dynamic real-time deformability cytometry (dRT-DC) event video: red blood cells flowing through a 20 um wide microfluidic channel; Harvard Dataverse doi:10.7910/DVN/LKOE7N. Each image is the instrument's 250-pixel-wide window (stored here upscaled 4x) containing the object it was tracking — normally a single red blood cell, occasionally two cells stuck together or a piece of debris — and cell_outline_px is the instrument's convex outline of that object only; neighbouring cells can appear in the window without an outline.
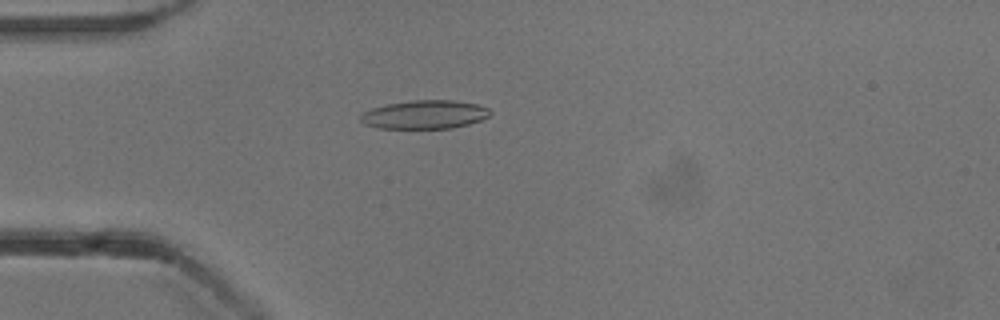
{"species": "common noctule bat (a hibernating species)", "species_latin": "Nyctalus noctula", "temperature_condition": "cold", "stored_images_in_passage": 54, "camera_frame_rate_fps": 3000, "um_per_image_px": 0.085, "animal": {"sex": "male", "body_mass_g": 13.3}, "frame": {"image": 1, "passage_image": 15, "time_ms": 4.667, "image_size_px": [1000, 320], "cell_outline_px": [[492, 112], [488, 116], [480, 120], [468, 124], [452, 128], [380, 128], [364, 124], [360, 120], [360, 116], [364, 112], [372, 108], [384, 104], [412, 100], [452, 100], [476, 104], [488, 108]], "centroid_in_image_um": [36.08, 9.73], "position_along_channel_um": 48.9, "area_um2": 21.5}}
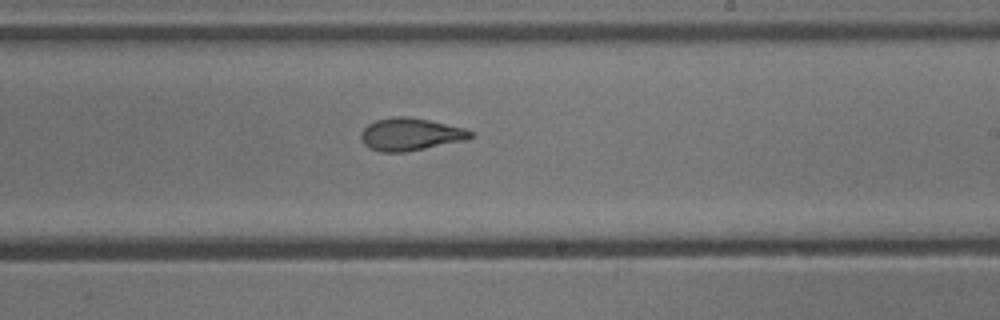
{"frame": {"image": 2, "passage_image": 32, "time_ms": 10.333, "image_size_px": [1000, 320], "cell_outline_px": [[472, 136], [464, 140], [404, 152], [380, 152], [368, 148], [364, 144], [360, 136], [360, 132], [368, 124], [376, 120], [392, 116], [408, 116], [428, 120], [464, 128], [472, 132]], "centroid_in_image_um": [34.81, 11.41], "position_along_channel_um": 254.2, "area_um2": 20.58}}
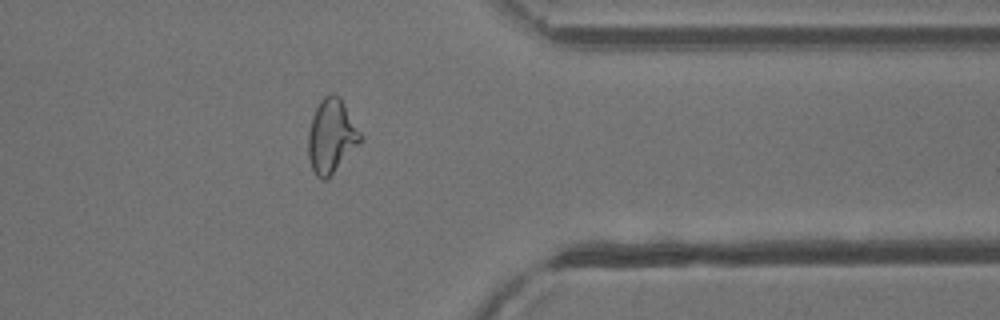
{"frame": {"image": 3, "passage_image": 43, "time_ms": 14.0, "image_size_px": [1000, 320], "cell_outline_px": [[360, 144], [328, 180], [320, 180], [316, 176], [312, 168], [308, 156], [308, 132], [312, 116], [320, 100], [324, 96], [332, 92], [340, 96], [360, 132]], "centroid_in_image_um": [28.15, 11.6], "position_along_channel_um": 383.2, "area_um2": 22.66}, "authors_computed_cell_mechanics": {"area_um2": 21.5883, "velocity_mm_per_s": 3.8583, "shape_relaxation_time_tau1_ms": 6.4987, "shape_relaxation_time_tau2_ms": 1.6894, "deformation_change_tau1": 0.2018, "deformation_change_tau2": 0.0945}}